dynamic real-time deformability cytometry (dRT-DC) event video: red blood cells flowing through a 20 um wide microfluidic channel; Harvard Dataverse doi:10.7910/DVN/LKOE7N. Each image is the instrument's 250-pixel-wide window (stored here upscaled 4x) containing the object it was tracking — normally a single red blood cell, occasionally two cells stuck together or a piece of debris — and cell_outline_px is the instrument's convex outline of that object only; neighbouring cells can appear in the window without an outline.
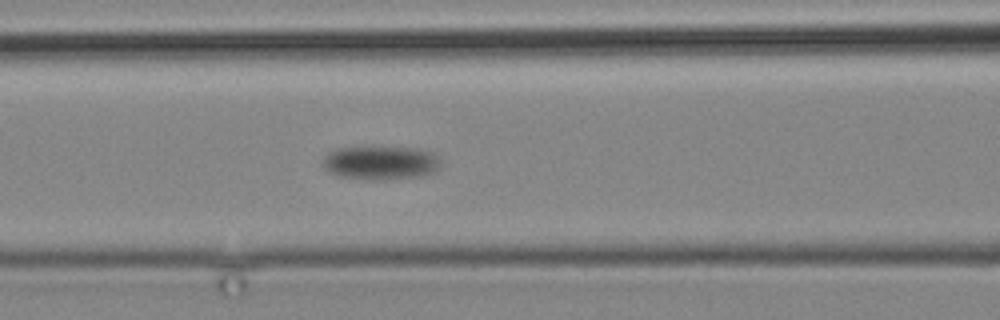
{"species": "common noctule bat (a hibernating species)", "species_latin": "Nyctalus noctula", "temperature_condition": "cold", "stored_images_in_passage": 15, "camera_frame_rate_fps": 3000, "um_per_image_px": 0.085, "animal": {"sex": "male", "body_mass_g": 19.2, "forearm_length_mm": 51.8}, "frame": {"image": 1, "passage_image": 15, "time_ms": 17.333, "image_size_px": [1000, 320], "cell_outline_px": [[440, 168], [432, 172], [420, 176], [384, 180], [368, 180], [340, 176], [328, 172], [324, 168], [324, 156], [328, 152], [336, 148], [416, 148], [432, 152], [440, 160]], "centroid_in_image_um": [32.35, 13.85], "position_along_channel_um": 134.3, "area_um2": 23.0}}